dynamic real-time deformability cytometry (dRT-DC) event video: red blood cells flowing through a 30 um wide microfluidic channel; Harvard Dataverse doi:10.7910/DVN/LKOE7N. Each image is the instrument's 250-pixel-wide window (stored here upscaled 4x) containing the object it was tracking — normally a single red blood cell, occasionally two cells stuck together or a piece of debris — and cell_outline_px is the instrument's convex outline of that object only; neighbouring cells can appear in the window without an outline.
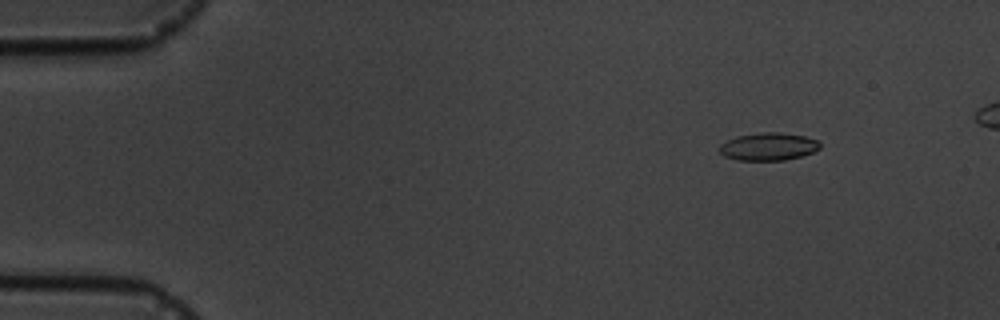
{"species": "common noctule bat (a hibernating species)", "species_latin": "Nyctalus noctula", "temperature_condition": "cold", "stored_images_in_passage": 6, "camera_frame_rate_fps": 3000, "um_per_image_px": 0.085, "animal": {"sex": "male", "body_mass_g": 19.5, "forearm_length_mm": 54.6}, "frame": {"image": 1, "passage_image": 2, "time_ms": 1.0, "image_size_px": [1000, 320], "cell_outline_px": [[820, 148], [812, 152], [800, 156], [784, 160], [736, 160], [724, 156], [720, 152], [720, 144], [736, 136], [760, 132], [776, 132], [804, 136], [816, 140], [820, 144]], "centroid_in_image_um": [65.28, 12.46], "position_along_channel_um": 19.7, "area_um2": 16.07}}
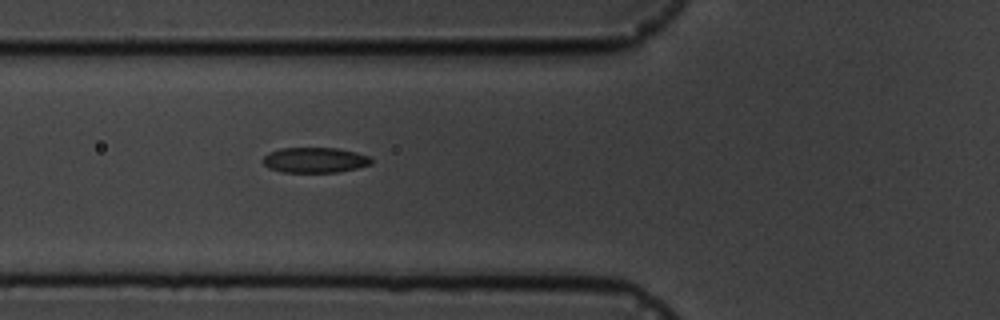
{"frame": {"image": 2, "passage_image": 6, "time_ms": 5.667, "image_size_px": [1000, 320], "cell_outline_px": [[372, 164], [340, 172], [284, 172], [268, 168], [260, 160], [268, 152], [280, 148], [336, 148], [356, 152], [368, 156], [372, 160]], "centroid_in_image_um": [26.73, 13.6], "position_along_channel_um": 99.1, "area_um2": 16.07}}